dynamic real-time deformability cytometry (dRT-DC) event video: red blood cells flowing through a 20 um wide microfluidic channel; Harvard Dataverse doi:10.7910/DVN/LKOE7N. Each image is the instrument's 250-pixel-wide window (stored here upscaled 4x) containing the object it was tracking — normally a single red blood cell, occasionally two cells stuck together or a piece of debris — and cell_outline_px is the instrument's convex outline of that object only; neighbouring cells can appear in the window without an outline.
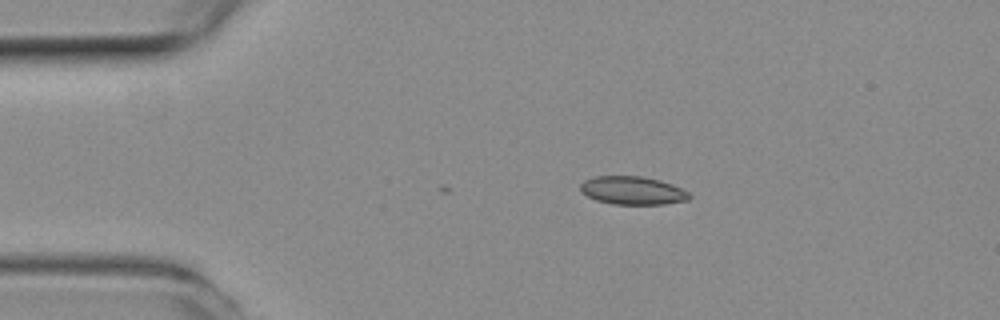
{"species": "common noctule bat (a hibernating species)", "species_latin": "Nyctalus noctula", "temperature_condition": "room temperature", "stored_images_in_passage": 3, "camera_frame_rate_fps": 3000, "um_per_image_px": 0.085, "animal": {"sex": "female", "body_mass_g": 19.3, "forearm_length_mm": 54.1}, "frame": {"image": 1, "passage_image": 1, "time_ms": 0.0, "image_size_px": [1000, 320], "cell_outline_px": [[692, 196], [688, 200], [664, 204], [612, 204], [596, 200], [580, 192], [580, 184], [584, 180], [596, 176], [644, 176], [660, 180], [672, 184], [688, 192]], "centroid_in_image_um": [53.76, 16.19], "position_along_channel_um": 31.2, "area_um2": 17.98}}